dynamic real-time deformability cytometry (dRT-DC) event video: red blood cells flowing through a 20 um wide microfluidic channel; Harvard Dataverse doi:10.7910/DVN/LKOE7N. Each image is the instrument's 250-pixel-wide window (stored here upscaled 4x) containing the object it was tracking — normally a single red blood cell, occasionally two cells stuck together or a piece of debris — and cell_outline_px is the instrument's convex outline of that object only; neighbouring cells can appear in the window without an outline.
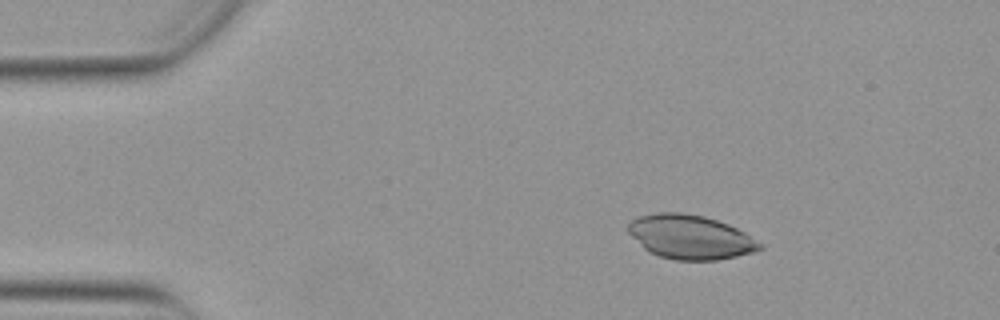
{"species": "Egyptian fruit bat (a non-hibernating species)", "species_latin": "Rousettus aegyptiacus", "temperature_condition": "warm", "stored_images_in_passage": 18, "camera_frame_rate_fps": 3000, "um_per_image_px": 0.085, "animal": {"sex": "female"}, "frame": {"image": 1, "passage_image": 8, "time_ms": 2.333, "image_size_px": [1000, 320], "cell_outline_px": [[764, 248], [756, 252], [716, 260], [676, 260], [660, 256], [648, 252], [628, 232], [628, 224], [632, 220], [640, 216], [656, 212], [680, 212], [704, 216], [728, 224], [744, 232], [764, 244]], "centroid_in_image_um": [58.71, 20.15], "position_along_channel_um": 26.3, "area_um2": 33.87}}